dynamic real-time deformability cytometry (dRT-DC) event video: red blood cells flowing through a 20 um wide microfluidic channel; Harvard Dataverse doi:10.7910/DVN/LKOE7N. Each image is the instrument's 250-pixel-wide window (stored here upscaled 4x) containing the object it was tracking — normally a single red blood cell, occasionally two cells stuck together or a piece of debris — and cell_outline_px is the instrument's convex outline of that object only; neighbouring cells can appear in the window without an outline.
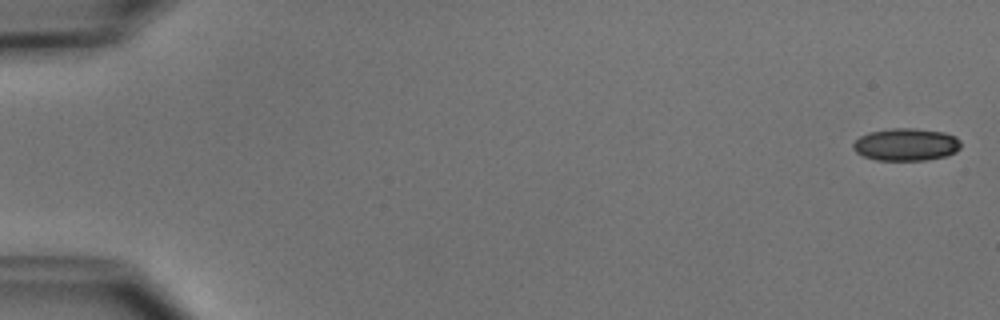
{"species": "common noctule bat (a hibernating species)", "species_latin": "Nyctalus noctula", "temperature_condition": "cold", "stored_images_in_passage": 9, "camera_frame_rate_fps": 3000, "um_per_image_px": 0.085, "animal": {"sex": "male", "body_mass_g": 15.6}, "frame": {"image": 1, "passage_image": 1, "time_ms": 0.0, "image_size_px": [1000, 320], "cell_outline_px": [[960, 148], [956, 152], [948, 156], [924, 160], [876, 160], [864, 156], [856, 152], [852, 148], [852, 144], [860, 136], [868, 132], [892, 128], [912, 128], [944, 132], [956, 136], [960, 140]], "centroid_in_image_um": [77.03, 12.28], "position_along_channel_um": 8.0, "area_um2": 20.52}}